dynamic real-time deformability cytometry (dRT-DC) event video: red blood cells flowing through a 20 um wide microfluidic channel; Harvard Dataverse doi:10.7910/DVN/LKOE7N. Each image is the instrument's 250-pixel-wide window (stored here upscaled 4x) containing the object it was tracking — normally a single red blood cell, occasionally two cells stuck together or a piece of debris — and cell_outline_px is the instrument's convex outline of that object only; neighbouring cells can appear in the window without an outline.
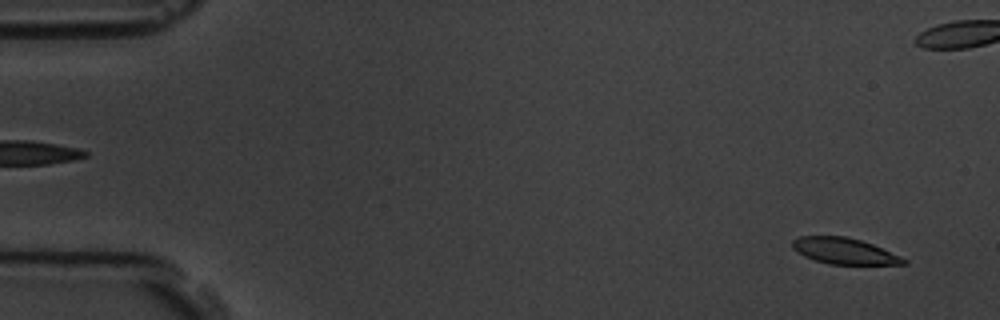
{"species": "common noctule bat (a hibernating species)", "species_latin": "Nyctalus noctula", "temperature_condition": "room temperature", "stored_images_in_passage": 4, "camera_frame_rate_fps": 3000, "um_per_image_px": 0.085, "animal": {"sex": "male", "body_mass_g": 19.5, "forearm_length_mm": 54.6}, "frame": {"image": 1, "passage_image": 4, "time_ms": 4.333, "image_size_px": [1000, 320], "cell_outline_px": [[908, 264], [828, 264], [804, 256], [792, 248], [792, 240], [800, 236], [844, 236], [860, 240], [872, 244], [900, 256], [908, 260]], "centroid_in_image_um": [71.75, 21.33], "position_along_channel_um": 13.3, "area_um2": 16.76}}